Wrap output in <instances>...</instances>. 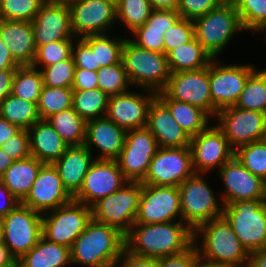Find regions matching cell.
I'll use <instances>...</instances> for the list:
<instances>
[{
    "label": "cell",
    "instance_id": "obj_1",
    "mask_svg": "<svg viewBox=\"0 0 266 267\" xmlns=\"http://www.w3.org/2000/svg\"><path fill=\"white\" fill-rule=\"evenodd\" d=\"M126 250L131 254L162 258L183 253L194 244V231L182 221L167 223H134L125 236Z\"/></svg>",
    "mask_w": 266,
    "mask_h": 267
},
{
    "label": "cell",
    "instance_id": "obj_2",
    "mask_svg": "<svg viewBox=\"0 0 266 267\" xmlns=\"http://www.w3.org/2000/svg\"><path fill=\"white\" fill-rule=\"evenodd\" d=\"M125 249L123 233L91 219L70 248L71 263L86 267H112Z\"/></svg>",
    "mask_w": 266,
    "mask_h": 267
},
{
    "label": "cell",
    "instance_id": "obj_3",
    "mask_svg": "<svg viewBox=\"0 0 266 267\" xmlns=\"http://www.w3.org/2000/svg\"><path fill=\"white\" fill-rule=\"evenodd\" d=\"M201 241L197 246V239ZM194 244L204 259L248 267L250 254L242 246L224 216L202 223L194 230ZM242 265V266H241Z\"/></svg>",
    "mask_w": 266,
    "mask_h": 267
},
{
    "label": "cell",
    "instance_id": "obj_4",
    "mask_svg": "<svg viewBox=\"0 0 266 267\" xmlns=\"http://www.w3.org/2000/svg\"><path fill=\"white\" fill-rule=\"evenodd\" d=\"M121 62L131 86L156 93L166 88L171 73L164 53L141 48L126 38Z\"/></svg>",
    "mask_w": 266,
    "mask_h": 267
},
{
    "label": "cell",
    "instance_id": "obj_5",
    "mask_svg": "<svg viewBox=\"0 0 266 267\" xmlns=\"http://www.w3.org/2000/svg\"><path fill=\"white\" fill-rule=\"evenodd\" d=\"M223 216L249 254L266 247V199L223 205Z\"/></svg>",
    "mask_w": 266,
    "mask_h": 267
},
{
    "label": "cell",
    "instance_id": "obj_6",
    "mask_svg": "<svg viewBox=\"0 0 266 267\" xmlns=\"http://www.w3.org/2000/svg\"><path fill=\"white\" fill-rule=\"evenodd\" d=\"M193 24L195 39L212 59H216L225 49L234 34L244 31L233 3H222L206 15L193 20Z\"/></svg>",
    "mask_w": 266,
    "mask_h": 267
},
{
    "label": "cell",
    "instance_id": "obj_7",
    "mask_svg": "<svg viewBox=\"0 0 266 267\" xmlns=\"http://www.w3.org/2000/svg\"><path fill=\"white\" fill-rule=\"evenodd\" d=\"M141 193V182L128 181L118 191L91 206L92 219L114 227L126 236L135 223Z\"/></svg>",
    "mask_w": 266,
    "mask_h": 267
},
{
    "label": "cell",
    "instance_id": "obj_8",
    "mask_svg": "<svg viewBox=\"0 0 266 267\" xmlns=\"http://www.w3.org/2000/svg\"><path fill=\"white\" fill-rule=\"evenodd\" d=\"M202 173H194L179 186L181 221L193 231L202 223L223 216L213 190L204 181Z\"/></svg>",
    "mask_w": 266,
    "mask_h": 267
},
{
    "label": "cell",
    "instance_id": "obj_9",
    "mask_svg": "<svg viewBox=\"0 0 266 267\" xmlns=\"http://www.w3.org/2000/svg\"><path fill=\"white\" fill-rule=\"evenodd\" d=\"M91 219V207L72 200L42 214V236L48 241L71 248Z\"/></svg>",
    "mask_w": 266,
    "mask_h": 267
},
{
    "label": "cell",
    "instance_id": "obj_10",
    "mask_svg": "<svg viewBox=\"0 0 266 267\" xmlns=\"http://www.w3.org/2000/svg\"><path fill=\"white\" fill-rule=\"evenodd\" d=\"M1 220L3 244L15 259L30 251L42 236V214L21 202Z\"/></svg>",
    "mask_w": 266,
    "mask_h": 267
},
{
    "label": "cell",
    "instance_id": "obj_11",
    "mask_svg": "<svg viewBox=\"0 0 266 267\" xmlns=\"http://www.w3.org/2000/svg\"><path fill=\"white\" fill-rule=\"evenodd\" d=\"M194 173L190 147H159L141 183L156 186L178 187Z\"/></svg>",
    "mask_w": 266,
    "mask_h": 267
},
{
    "label": "cell",
    "instance_id": "obj_12",
    "mask_svg": "<svg viewBox=\"0 0 266 267\" xmlns=\"http://www.w3.org/2000/svg\"><path fill=\"white\" fill-rule=\"evenodd\" d=\"M256 69L253 65H220L215 59L209 63V82L214 117L217 112L236 104L249 76Z\"/></svg>",
    "mask_w": 266,
    "mask_h": 267
},
{
    "label": "cell",
    "instance_id": "obj_13",
    "mask_svg": "<svg viewBox=\"0 0 266 267\" xmlns=\"http://www.w3.org/2000/svg\"><path fill=\"white\" fill-rule=\"evenodd\" d=\"M158 148L155 137L147 127L127 130L124 146L116 159L124 177L128 181L141 182Z\"/></svg>",
    "mask_w": 266,
    "mask_h": 267
},
{
    "label": "cell",
    "instance_id": "obj_14",
    "mask_svg": "<svg viewBox=\"0 0 266 267\" xmlns=\"http://www.w3.org/2000/svg\"><path fill=\"white\" fill-rule=\"evenodd\" d=\"M216 118L219 122L217 126L234 150L265 137V113L232 106L218 111Z\"/></svg>",
    "mask_w": 266,
    "mask_h": 267
},
{
    "label": "cell",
    "instance_id": "obj_15",
    "mask_svg": "<svg viewBox=\"0 0 266 267\" xmlns=\"http://www.w3.org/2000/svg\"><path fill=\"white\" fill-rule=\"evenodd\" d=\"M68 6L74 37L106 34L117 21L115 0H75Z\"/></svg>",
    "mask_w": 266,
    "mask_h": 267
},
{
    "label": "cell",
    "instance_id": "obj_16",
    "mask_svg": "<svg viewBox=\"0 0 266 267\" xmlns=\"http://www.w3.org/2000/svg\"><path fill=\"white\" fill-rule=\"evenodd\" d=\"M180 216V193L177 186L142 184L135 223L155 224L175 221Z\"/></svg>",
    "mask_w": 266,
    "mask_h": 267
},
{
    "label": "cell",
    "instance_id": "obj_17",
    "mask_svg": "<svg viewBox=\"0 0 266 267\" xmlns=\"http://www.w3.org/2000/svg\"><path fill=\"white\" fill-rule=\"evenodd\" d=\"M190 149L195 173H206L214 167L220 169L234 157L235 150L230 146L223 131L217 126H208L191 137ZM218 165V166H217Z\"/></svg>",
    "mask_w": 266,
    "mask_h": 267
},
{
    "label": "cell",
    "instance_id": "obj_18",
    "mask_svg": "<svg viewBox=\"0 0 266 267\" xmlns=\"http://www.w3.org/2000/svg\"><path fill=\"white\" fill-rule=\"evenodd\" d=\"M127 182L116 160L95 159L73 200L91 207L99 199L118 191Z\"/></svg>",
    "mask_w": 266,
    "mask_h": 267
},
{
    "label": "cell",
    "instance_id": "obj_19",
    "mask_svg": "<svg viewBox=\"0 0 266 267\" xmlns=\"http://www.w3.org/2000/svg\"><path fill=\"white\" fill-rule=\"evenodd\" d=\"M163 91L171 99L200 107L214 117L209 65L198 70L170 74L168 84Z\"/></svg>",
    "mask_w": 266,
    "mask_h": 267
},
{
    "label": "cell",
    "instance_id": "obj_20",
    "mask_svg": "<svg viewBox=\"0 0 266 267\" xmlns=\"http://www.w3.org/2000/svg\"><path fill=\"white\" fill-rule=\"evenodd\" d=\"M225 187L222 205L234 201L266 199V182L254 176L234 156L219 170Z\"/></svg>",
    "mask_w": 266,
    "mask_h": 267
},
{
    "label": "cell",
    "instance_id": "obj_21",
    "mask_svg": "<svg viewBox=\"0 0 266 267\" xmlns=\"http://www.w3.org/2000/svg\"><path fill=\"white\" fill-rule=\"evenodd\" d=\"M73 197L64 188L57 169L53 164H44L33 183L23 205L43 214L66 205Z\"/></svg>",
    "mask_w": 266,
    "mask_h": 267
},
{
    "label": "cell",
    "instance_id": "obj_22",
    "mask_svg": "<svg viewBox=\"0 0 266 267\" xmlns=\"http://www.w3.org/2000/svg\"><path fill=\"white\" fill-rule=\"evenodd\" d=\"M36 49L55 41L74 39L70 8L45 1L31 21Z\"/></svg>",
    "mask_w": 266,
    "mask_h": 267
},
{
    "label": "cell",
    "instance_id": "obj_23",
    "mask_svg": "<svg viewBox=\"0 0 266 267\" xmlns=\"http://www.w3.org/2000/svg\"><path fill=\"white\" fill-rule=\"evenodd\" d=\"M148 92L144 95L128 91L109 96L105 116L126 131L146 127L149 105L157 96L154 91Z\"/></svg>",
    "mask_w": 266,
    "mask_h": 267
},
{
    "label": "cell",
    "instance_id": "obj_24",
    "mask_svg": "<svg viewBox=\"0 0 266 267\" xmlns=\"http://www.w3.org/2000/svg\"><path fill=\"white\" fill-rule=\"evenodd\" d=\"M158 147H189L191 137L180 127L169 108L156 96L148 108L147 126Z\"/></svg>",
    "mask_w": 266,
    "mask_h": 267
},
{
    "label": "cell",
    "instance_id": "obj_25",
    "mask_svg": "<svg viewBox=\"0 0 266 267\" xmlns=\"http://www.w3.org/2000/svg\"><path fill=\"white\" fill-rule=\"evenodd\" d=\"M126 130L106 116L86 122L84 144L91 152L93 146L101 152L97 158L116 160L124 146Z\"/></svg>",
    "mask_w": 266,
    "mask_h": 267
},
{
    "label": "cell",
    "instance_id": "obj_26",
    "mask_svg": "<svg viewBox=\"0 0 266 267\" xmlns=\"http://www.w3.org/2000/svg\"><path fill=\"white\" fill-rule=\"evenodd\" d=\"M0 34L13 59L20 66H32L36 46L31 22L2 19Z\"/></svg>",
    "mask_w": 266,
    "mask_h": 267
},
{
    "label": "cell",
    "instance_id": "obj_27",
    "mask_svg": "<svg viewBox=\"0 0 266 267\" xmlns=\"http://www.w3.org/2000/svg\"><path fill=\"white\" fill-rule=\"evenodd\" d=\"M85 146H70L65 153L53 163L62 180L64 188L74 197L81 189L84 177L95 159Z\"/></svg>",
    "mask_w": 266,
    "mask_h": 267
},
{
    "label": "cell",
    "instance_id": "obj_28",
    "mask_svg": "<svg viewBox=\"0 0 266 267\" xmlns=\"http://www.w3.org/2000/svg\"><path fill=\"white\" fill-rule=\"evenodd\" d=\"M28 132L30 155L44 164H53L70 147L46 120L37 121Z\"/></svg>",
    "mask_w": 266,
    "mask_h": 267
},
{
    "label": "cell",
    "instance_id": "obj_29",
    "mask_svg": "<svg viewBox=\"0 0 266 267\" xmlns=\"http://www.w3.org/2000/svg\"><path fill=\"white\" fill-rule=\"evenodd\" d=\"M44 163L33 156L14 161L0 177V181L22 202L29 194Z\"/></svg>",
    "mask_w": 266,
    "mask_h": 267
},
{
    "label": "cell",
    "instance_id": "obj_30",
    "mask_svg": "<svg viewBox=\"0 0 266 267\" xmlns=\"http://www.w3.org/2000/svg\"><path fill=\"white\" fill-rule=\"evenodd\" d=\"M157 97L169 108L172 117L190 137L208 127L211 116L200 107L171 99L164 91L158 92Z\"/></svg>",
    "mask_w": 266,
    "mask_h": 267
},
{
    "label": "cell",
    "instance_id": "obj_31",
    "mask_svg": "<svg viewBox=\"0 0 266 267\" xmlns=\"http://www.w3.org/2000/svg\"><path fill=\"white\" fill-rule=\"evenodd\" d=\"M19 261L21 267H65L72 264L69 247L48 241L43 236Z\"/></svg>",
    "mask_w": 266,
    "mask_h": 267
},
{
    "label": "cell",
    "instance_id": "obj_32",
    "mask_svg": "<svg viewBox=\"0 0 266 267\" xmlns=\"http://www.w3.org/2000/svg\"><path fill=\"white\" fill-rule=\"evenodd\" d=\"M166 56L171 74L205 68L212 60L195 37L191 41L170 50Z\"/></svg>",
    "mask_w": 266,
    "mask_h": 267
},
{
    "label": "cell",
    "instance_id": "obj_33",
    "mask_svg": "<svg viewBox=\"0 0 266 267\" xmlns=\"http://www.w3.org/2000/svg\"><path fill=\"white\" fill-rule=\"evenodd\" d=\"M46 121L69 146L84 144L86 121L75 112L73 107L51 115Z\"/></svg>",
    "mask_w": 266,
    "mask_h": 267
},
{
    "label": "cell",
    "instance_id": "obj_34",
    "mask_svg": "<svg viewBox=\"0 0 266 267\" xmlns=\"http://www.w3.org/2000/svg\"><path fill=\"white\" fill-rule=\"evenodd\" d=\"M0 116L20 129L28 130L40 120L37 103L9 94L0 102Z\"/></svg>",
    "mask_w": 266,
    "mask_h": 267
},
{
    "label": "cell",
    "instance_id": "obj_35",
    "mask_svg": "<svg viewBox=\"0 0 266 267\" xmlns=\"http://www.w3.org/2000/svg\"><path fill=\"white\" fill-rule=\"evenodd\" d=\"M109 96L99 88L73 91L72 107L86 122L106 115Z\"/></svg>",
    "mask_w": 266,
    "mask_h": 267
},
{
    "label": "cell",
    "instance_id": "obj_36",
    "mask_svg": "<svg viewBox=\"0 0 266 267\" xmlns=\"http://www.w3.org/2000/svg\"><path fill=\"white\" fill-rule=\"evenodd\" d=\"M43 85V76L40 69L32 66H20L13 76L11 94L38 104Z\"/></svg>",
    "mask_w": 266,
    "mask_h": 267
},
{
    "label": "cell",
    "instance_id": "obj_37",
    "mask_svg": "<svg viewBox=\"0 0 266 267\" xmlns=\"http://www.w3.org/2000/svg\"><path fill=\"white\" fill-rule=\"evenodd\" d=\"M95 52L96 71L101 67L121 62L122 47L126 38H110L107 34L81 38ZM116 39V40H115Z\"/></svg>",
    "mask_w": 266,
    "mask_h": 267
},
{
    "label": "cell",
    "instance_id": "obj_38",
    "mask_svg": "<svg viewBox=\"0 0 266 267\" xmlns=\"http://www.w3.org/2000/svg\"><path fill=\"white\" fill-rule=\"evenodd\" d=\"M234 106L266 114V69L255 70L249 76Z\"/></svg>",
    "mask_w": 266,
    "mask_h": 267
},
{
    "label": "cell",
    "instance_id": "obj_39",
    "mask_svg": "<svg viewBox=\"0 0 266 267\" xmlns=\"http://www.w3.org/2000/svg\"><path fill=\"white\" fill-rule=\"evenodd\" d=\"M72 103V88H56L43 85L37 104L40 120H46L55 113L71 108Z\"/></svg>",
    "mask_w": 266,
    "mask_h": 267
},
{
    "label": "cell",
    "instance_id": "obj_40",
    "mask_svg": "<svg viewBox=\"0 0 266 267\" xmlns=\"http://www.w3.org/2000/svg\"><path fill=\"white\" fill-rule=\"evenodd\" d=\"M234 156L254 176L266 182V141L264 139L238 147Z\"/></svg>",
    "mask_w": 266,
    "mask_h": 267
},
{
    "label": "cell",
    "instance_id": "obj_41",
    "mask_svg": "<svg viewBox=\"0 0 266 267\" xmlns=\"http://www.w3.org/2000/svg\"><path fill=\"white\" fill-rule=\"evenodd\" d=\"M153 8L148 0H116L117 20L124 22L131 32L145 24Z\"/></svg>",
    "mask_w": 266,
    "mask_h": 267
},
{
    "label": "cell",
    "instance_id": "obj_42",
    "mask_svg": "<svg viewBox=\"0 0 266 267\" xmlns=\"http://www.w3.org/2000/svg\"><path fill=\"white\" fill-rule=\"evenodd\" d=\"M98 88L108 96L128 92L131 85L122 62L101 67L97 71Z\"/></svg>",
    "mask_w": 266,
    "mask_h": 267
},
{
    "label": "cell",
    "instance_id": "obj_43",
    "mask_svg": "<svg viewBox=\"0 0 266 267\" xmlns=\"http://www.w3.org/2000/svg\"><path fill=\"white\" fill-rule=\"evenodd\" d=\"M233 4L244 31L260 32L266 26V0H236Z\"/></svg>",
    "mask_w": 266,
    "mask_h": 267
},
{
    "label": "cell",
    "instance_id": "obj_44",
    "mask_svg": "<svg viewBox=\"0 0 266 267\" xmlns=\"http://www.w3.org/2000/svg\"><path fill=\"white\" fill-rule=\"evenodd\" d=\"M73 40L74 39H66L39 46L36 49L32 67L39 69V65L46 67L71 58L74 44Z\"/></svg>",
    "mask_w": 266,
    "mask_h": 267
},
{
    "label": "cell",
    "instance_id": "obj_45",
    "mask_svg": "<svg viewBox=\"0 0 266 267\" xmlns=\"http://www.w3.org/2000/svg\"><path fill=\"white\" fill-rule=\"evenodd\" d=\"M75 68L73 57L46 67H42V69L40 68L43 76L44 86L72 88Z\"/></svg>",
    "mask_w": 266,
    "mask_h": 267
},
{
    "label": "cell",
    "instance_id": "obj_46",
    "mask_svg": "<svg viewBox=\"0 0 266 267\" xmlns=\"http://www.w3.org/2000/svg\"><path fill=\"white\" fill-rule=\"evenodd\" d=\"M45 0H0L3 20L31 22Z\"/></svg>",
    "mask_w": 266,
    "mask_h": 267
},
{
    "label": "cell",
    "instance_id": "obj_47",
    "mask_svg": "<svg viewBox=\"0 0 266 267\" xmlns=\"http://www.w3.org/2000/svg\"><path fill=\"white\" fill-rule=\"evenodd\" d=\"M164 54L191 41L194 35V24L192 20L179 18L167 32L164 33Z\"/></svg>",
    "mask_w": 266,
    "mask_h": 267
},
{
    "label": "cell",
    "instance_id": "obj_48",
    "mask_svg": "<svg viewBox=\"0 0 266 267\" xmlns=\"http://www.w3.org/2000/svg\"><path fill=\"white\" fill-rule=\"evenodd\" d=\"M164 33L165 31L149 30L144 24L132 31L135 40L133 38L130 41L141 48L164 53Z\"/></svg>",
    "mask_w": 266,
    "mask_h": 267
},
{
    "label": "cell",
    "instance_id": "obj_49",
    "mask_svg": "<svg viewBox=\"0 0 266 267\" xmlns=\"http://www.w3.org/2000/svg\"><path fill=\"white\" fill-rule=\"evenodd\" d=\"M222 3L221 0H180L177 11L180 18L193 21L216 9Z\"/></svg>",
    "mask_w": 266,
    "mask_h": 267
},
{
    "label": "cell",
    "instance_id": "obj_50",
    "mask_svg": "<svg viewBox=\"0 0 266 267\" xmlns=\"http://www.w3.org/2000/svg\"><path fill=\"white\" fill-rule=\"evenodd\" d=\"M1 148L14 160H22L30 156L28 130L21 129L16 135L2 144Z\"/></svg>",
    "mask_w": 266,
    "mask_h": 267
},
{
    "label": "cell",
    "instance_id": "obj_51",
    "mask_svg": "<svg viewBox=\"0 0 266 267\" xmlns=\"http://www.w3.org/2000/svg\"><path fill=\"white\" fill-rule=\"evenodd\" d=\"M72 57L75 69L96 71L95 52L81 38H78L76 46L73 45Z\"/></svg>",
    "mask_w": 266,
    "mask_h": 267
},
{
    "label": "cell",
    "instance_id": "obj_52",
    "mask_svg": "<svg viewBox=\"0 0 266 267\" xmlns=\"http://www.w3.org/2000/svg\"><path fill=\"white\" fill-rule=\"evenodd\" d=\"M180 18L177 10H153L145 24L149 30L165 31Z\"/></svg>",
    "mask_w": 266,
    "mask_h": 267
},
{
    "label": "cell",
    "instance_id": "obj_53",
    "mask_svg": "<svg viewBox=\"0 0 266 267\" xmlns=\"http://www.w3.org/2000/svg\"><path fill=\"white\" fill-rule=\"evenodd\" d=\"M198 255L196 245L193 244L183 253L159 258V267H195Z\"/></svg>",
    "mask_w": 266,
    "mask_h": 267
},
{
    "label": "cell",
    "instance_id": "obj_54",
    "mask_svg": "<svg viewBox=\"0 0 266 267\" xmlns=\"http://www.w3.org/2000/svg\"><path fill=\"white\" fill-rule=\"evenodd\" d=\"M98 88L97 71L75 69L73 91L92 90Z\"/></svg>",
    "mask_w": 266,
    "mask_h": 267
},
{
    "label": "cell",
    "instance_id": "obj_55",
    "mask_svg": "<svg viewBox=\"0 0 266 267\" xmlns=\"http://www.w3.org/2000/svg\"><path fill=\"white\" fill-rule=\"evenodd\" d=\"M121 262V264H119ZM119 264V265H118ZM116 267H159V259L140 257L131 254L126 249L122 252L118 258Z\"/></svg>",
    "mask_w": 266,
    "mask_h": 267
},
{
    "label": "cell",
    "instance_id": "obj_56",
    "mask_svg": "<svg viewBox=\"0 0 266 267\" xmlns=\"http://www.w3.org/2000/svg\"><path fill=\"white\" fill-rule=\"evenodd\" d=\"M19 203L20 201L0 181V219L4 218Z\"/></svg>",
    "mask_w": 266,
    "mask_h": 267
},
{
    "label": "cell",
    "instance_id": "obj_57",
    "mask_svg": "<svg viewBox=\"0 0 266 267\" xmlns=\"http://www.w3.org/2000/svg\"><path fill=\"white\" fill-rule=\"evenodd\" d=\"M20 65L13 59L0 34V70H16Z\"/></svg>",
    "mask_w": 266,
    "mask_h": 267
},
{
    "label": "cell",
    "instance_id": "obj_58",
    "mask_svg": "<svg viewBox=\"0 0 266 267\" xmlns=\"http://www.w3.org/2000/svg\"><path fill=\"white\" fill-rule=\"evenodd\" d=\"M16 70H0V102L12 93V80Z\"/></svg>",
    "mask_w": 266,
    "mask_h": 267
},
{
    "label": "cell",
    "instance_id": "obj_59",
    "mask_svg": "<svg viewBox=\"0 0 266 267\" xmlns=\"http://www.w3.org/2000/svg\"><path fill=\"white\" fill-rule=\"evenodd\" d=\"M21 129L0 116V147Z\"/></svg>",
    "mask_w": 266,
    "mask_h": 267
},
{
    "label": "cell",
    "instance_id": "obj_60",
    "mask_svg": "<svg viewBox=\"0 0 266 267\" xmlns=\"http://www.w3.org/2000/svg\"><path fill=\"white\" fill-rule=\"evenodd\" d=\"M248 267H266V247L250 253Z\"/></svg>",
    "mask_w": 266,
    "mask_h": 267
},
{
    "label": "cell",
    "instance_id": "obj_61",
    "mask_svg": "<svg viewBox=\"0 0 266 267\" xmlns=\"http://www.w3.org/2000/svg\"><path fill=\"white\" fill-rule=\"evenodd\" d=\"M153 10H177L180 0H148Z\"/></svg>",
    "mask_w": 266,
    "mask_h": 267
},
{
    "label": "cell",
    "instance_id": "obj_62",
    "mask_svg": "<svg viewBox=\"0 0 266 267\" xmlns=\"http://www.w3.org/2000/svg\"><path fill=\"white\" fill-rule=\"evenodd\" d=\"M195 267H240L237 265H233L230 263H223V262H216V261H211L204 259L200 255L197 256L196 258V265Z\"/></svg>",
    "mask_w": 266,
    "mask_h": 267
},
{
    "label": "cell",
    "instance_id": "obj_63",
    "mask_svg": "<svg viewBox=\"0 0 266 267\" xmlns=\"http://www.w3.org/2000/svg\"><path fill=\"white\" fill-rule=\"evenodd\" d=\"M14 160L0 147V177L13 164Z\"/></svg>",
    "mask_w": 266,
    "mask_h": 267
},
{
    "label": "cell",
    "instance_id": "obj_64",
    "mask_svg": "<svg viewBox=\"0 0 266 267\" xmlns=\"http://www.w3.org/2000/svg\"><path fill=\"white\" fill-rule=\"evenodd\" d=\"M15 258L10 254L8 248L0 242V267L10 264Z\"/></svg>",
    "mask_w": 266,
    "mask_h": 267
},
{
    "label": "cell",
    "instance_id": "obj_65",
    "mask_svg": "<svg viewBox=\"0 0 266 267\" xmlns=\"http://www.w3.org/2000/svg\"><path fill=\"white\" fill-rule=\"evenodd\" d=\"M49 3H54V4H65V5H70L72 2L75 0H45Z\"/></svg>",
    "mask_w": 266,
    "mask_h": 267
},
{
    "label": "cell",
    "instance_id": "obj_66",
    "mask_svg": "<svg viewBox=\"0 0 266 267\" xmlns=\"http://www.w3.org/2000/svg\"><path fill=\"white\" fill-rule=\"evenodd\" d=\"M1 267H21V263H20L19 259H15L10 264H7V265L1 266Z\"/></svg>",
    "mask_w": 266,
    "mask_h": 267
},
{
    "label": "cell",
    "instance_id": "obj_67",
    "mask_svg": "<svg viewBox=\"0 0 266 267\" xmlns=\"http://www.w3.org/2000/svg\"><path fill=\"white\" fill-rule=\"evenodd\" d=\"M0 242H3V223L0 219Z\"/></svg>",
    "mask_w": 266,
    "mask_h": 267
},
{
    "label": "cell",
    "instance_id": "obj_68",
    "mask_svg": "<svg viewBox=\"0 0 266 267\" xmlns=\"http://www.w3.org/2000/svg\"><path fill=\"white\" fill-rule=\"evenodd\" d=\"M223 3H234L236 0H221Z\"/></svg>",
    "mask_w": 266,
    "mask_h": 267
},
{
    "label": "cell",
    "instance_id": "obj_69",
    "mask_svg": "<svg viewBox=\"0 0 266 267\" xmlns=\"http://www.w3.org/2000/svg\"><path fill=\"white\" fill-rule=\"evenodd\" d=\"M2 20L1 6H0V21Z\"/></svg>",
    "mask_w": 266,
    "mask_h": 267
},
{
    "label": "cell",
    "instance_id": "obj_70",
    "mask_svg": "<svg viewBox=\"0 0 266 267\" xmlns=\"http://www.w3.org/2000/svg\"><path fill=\"white\" fill-rule=\"evenodd\" d=\"M262 31H263V32L266 31V26H265L260 32H262Z\"/></svg>",
    "mask_w": 266,
    "mask_h": 267
}]
</instances>
